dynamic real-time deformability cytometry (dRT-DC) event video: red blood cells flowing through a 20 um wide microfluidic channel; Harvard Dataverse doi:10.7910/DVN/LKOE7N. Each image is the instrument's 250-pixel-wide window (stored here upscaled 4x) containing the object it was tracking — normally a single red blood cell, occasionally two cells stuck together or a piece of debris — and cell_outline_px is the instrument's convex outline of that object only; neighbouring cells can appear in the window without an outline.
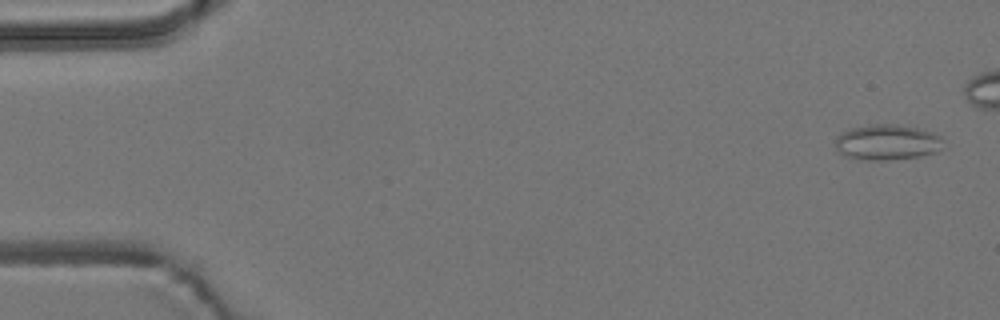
{"species": "common noctule bat (a hibernating species)", "species_latin": "Nyctalus noctula", "temperature_condition": "room temperature", "stored_images_in_passage": 6, "camera_frame_rate_fps": 3000, "um_per_image_px": 0.085, "animal": {"sex": "male", "body_mass_g": 19.2, "forearm_length_mm": 51.8}, "frame": {"image": 1, "passage_image": 1, "time_ms": 0.0, "image_size_px": [1000, 320], "cell_outline_px": [[944, 140], [936, 152], [920, 156], [888, 160], [868, 160], [844, 156], [836, 148], [836, 136], [852, 128], [872, 124], [896, 124], [916, 128], [932, 132], [940, 136]], "centroid_in_image_um": [75.4, 12.09], "position_along_channel_um": 9.6, "area_um2": 22.14}}